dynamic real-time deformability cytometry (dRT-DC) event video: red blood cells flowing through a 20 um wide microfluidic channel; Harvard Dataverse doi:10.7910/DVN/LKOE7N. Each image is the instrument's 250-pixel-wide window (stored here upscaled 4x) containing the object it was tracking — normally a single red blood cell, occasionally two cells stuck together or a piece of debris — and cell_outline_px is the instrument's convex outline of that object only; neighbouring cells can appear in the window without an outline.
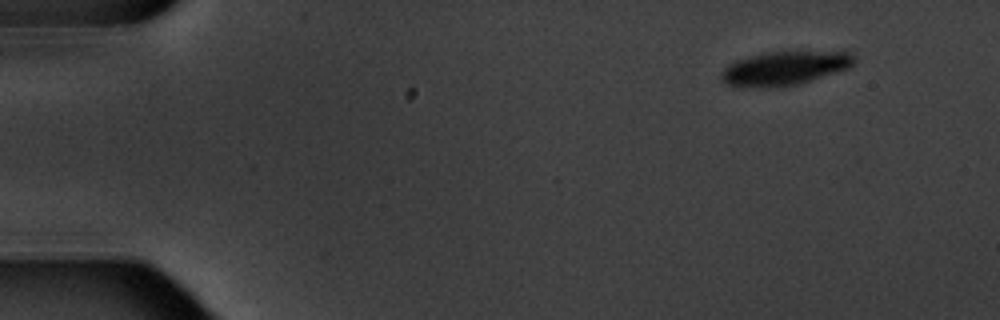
{"species": "common noctule bat (a hibernating species)", "species_latin": "Nyctalus noctula", "temperature_condition": "warm", "stored_images_in_passage": 5, "camera_frame_rate_fps": 3000, "um_per_image_px": 0.085, "animal": {"sex": "male", "body_mass_g": 20.1, "forearm_length_mm": 53.5}, "frame": {"image": 1, "passage_image": 1, "time_ms": 0.0, "image_size_px": [1000, 320], "cell_outline_px": [[856, 60], [848, 68], [796, 84], [764, 88], [736, 88], [720, 80], [720, 76], [724, 68], [728, 64], [736, 60], [764, 52], [792, 48], [844, 48], [852, 52], [856, 56]], "centroid_in_image_um": [66.79, 5.7], "position_along_channel_um": 18.2, "area_um2": 28.15}}
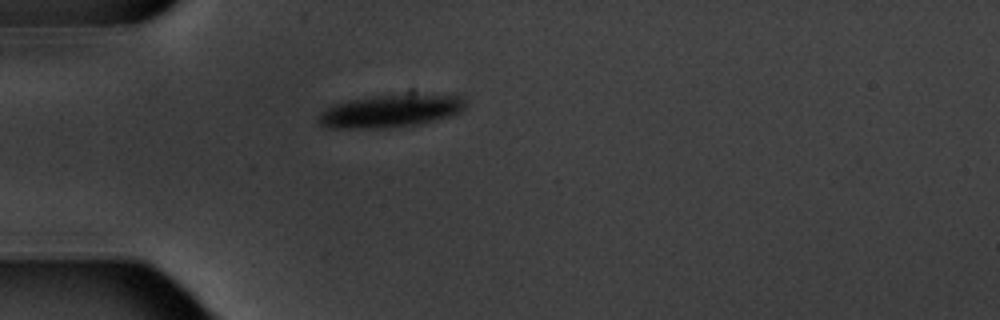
{"frame": {"image": 2, "passage_image": 4, "time_ms": 3.667, "image_size_px": [1000, 320], "cell_outline_px": [[464, 108], [460, 112], [452, 116], [420, 124], [392, 128], [328, 128], [320, 124], [316, 120], [320, 112], [332, 104], [344, 100], [400, 92], [452, 92], [460, 96], [464, 100]], "centroid_in_image_um": [33.26, 9.37], "position_along_channel_um": 51.7, "area_um2": 29.77}}